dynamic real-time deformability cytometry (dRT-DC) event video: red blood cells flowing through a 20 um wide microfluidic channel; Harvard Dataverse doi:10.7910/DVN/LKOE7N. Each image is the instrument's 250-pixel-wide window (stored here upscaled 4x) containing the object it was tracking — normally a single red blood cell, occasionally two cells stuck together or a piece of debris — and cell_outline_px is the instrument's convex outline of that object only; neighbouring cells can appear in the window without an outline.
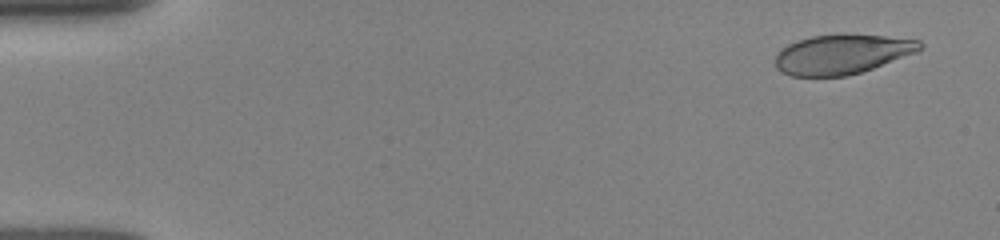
{"species": "human", "species_latin": "Homo sapiens", "temperature_condition": "room temperature", "stored_images_in_passage": 6, "camera_frame_rate_fps": 3000, "um_per_image_px": 0.085, "donor": {"sex": "female"}, "frame": {"image": 1, "passage_image": 1, "time_ms": 0.0, "image_size_px": [1000, 240], "cell_outline_px": [[924, 48], [916, 52], [872, 68], [848, 76], [792, 76], [780, 72], [776, 68], [776, 56], [780, 48], [796, 40], [812, 36], [840, 32], [884, 36], [920, 40], [924, 44]], "centroid_in_image_um": [71.55, 4.58], "position_along_channel_um": 13.4, "area_um2": 33.87}}
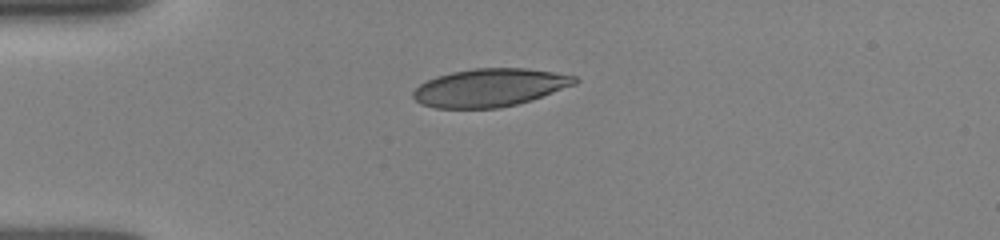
{"frame": {"image": 2, "passage_image": 4, "time_ms": 1.0, "image_size_px": [1000, 240], "cell_outline_px": [[580, 80], [576, 84], [532, 100], [500, 108], [436, 108], [420, 104], [412, 96], [412, 92], [420, 84], [436, 76], [452, 72], [472, 68], [524, 68], [552, 72], [576, 76]], "centroid_in_image_um": [41.63, 7.45], "position_along_channel_um": 43.4, "area_um2": 35.84}}
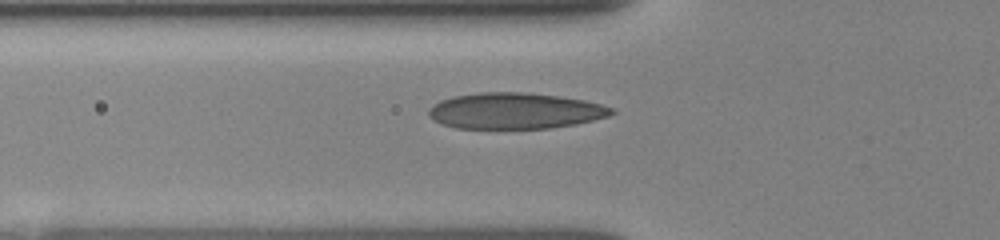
{"frame": {"image": 3, "passage_image": 6, "time_ms": 1.667, "image_size_px": [1000, 240], "cell_outline_px": [[616, 112], [608, 116], [576, 124], [552, 128], [456, 128], [440, 124], [432, 120], [428, 116], [428, 108], [432, 104], [440, 100], [452, 96], [480, 92], [520, 92], [556, 96], [584, 100], [600, 104], [612, 108]], "centroid_in_image_um": [43.71, 9.42], "position_along_channel_um": 82.1, "area_um2": 38.49}}